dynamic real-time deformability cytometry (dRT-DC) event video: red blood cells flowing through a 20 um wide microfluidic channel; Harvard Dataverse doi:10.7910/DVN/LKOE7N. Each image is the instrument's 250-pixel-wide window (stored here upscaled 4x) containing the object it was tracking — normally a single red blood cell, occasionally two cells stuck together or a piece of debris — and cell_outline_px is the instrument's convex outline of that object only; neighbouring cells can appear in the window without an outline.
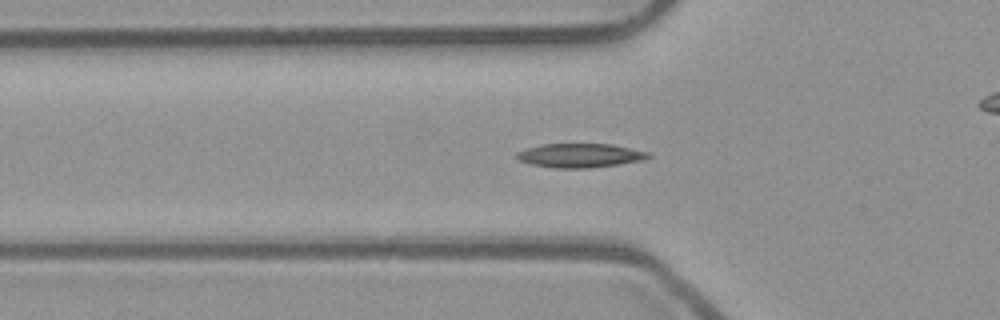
{"species": "common noctule bat (a hibernating species)", "species_latin": "Nyctalus noctula", "temperature_condition": "room temperature", "stored_images_in_passage": 54, "camera_frame_rate_fps": 3000, "um_per_image_px": 0.085, "animal": {"sex": "male", "body_mass_g": 23.1, "forearm_length_mm": 52.7}, "frame": {"image": 1, "passage_image": 18, "time_ms": 5.667, "image_size_px": [1000, 320], "cell_outline_px": [[652, 156], [644, 160], [620, 164], [588, 168], [552, 168], [532, 164], [520, 160], [516, 156], [516, 152], [528, 148], [544, 144], [612, 144], [648, 152]], "centroid_in_image_um": [49.33, 13.22], "position_along_channel_um": 76.5, "area_um2": 18.32}}
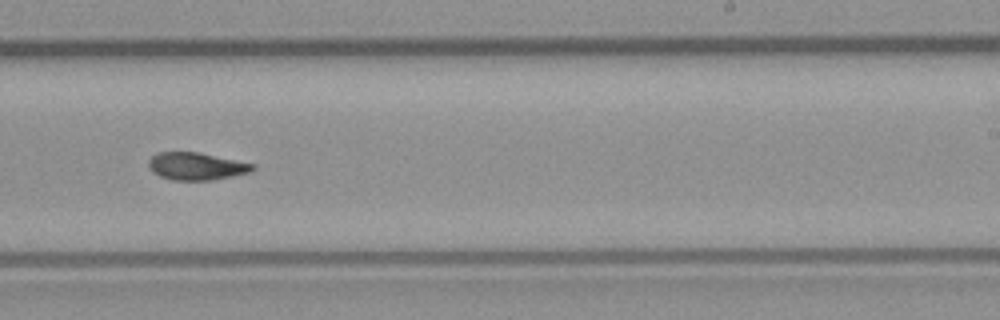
{"frame": {"image": 2, "passage_image": 33, "time_ms": 10.667, "image_size_px": [1000, 320], "cell_outline_px": [[256, 168], [248, 172], [232, 176], [212, 180], [172, 180], [160, 176], [152, 172], [148, 164], [148, 160], [156, 152], [200, 152], [256, 164]], "centroid_in_image_um": [16.68, 14.12], "position_along_channel_um": 272.3, "area_um2": 16.76}}
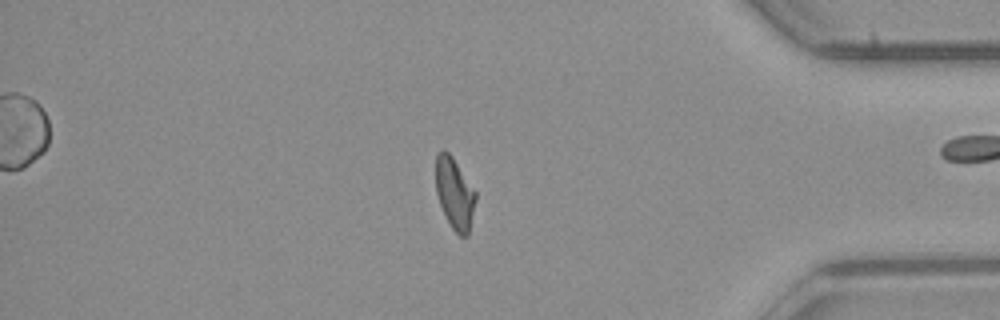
{"frame": {"image": 3, "passage_image": 45, "time_ms": 14.667, "image_size_px": [1000, 320], "cell_outline_px": [[476, 200], [468, 236], [460, 236], [452, 228], [440, 204], [436, 192], [436, 156], [440, 148], [444, 148], [452, 156], [476, 192]], "centroid_in_image_um": [38.64, 16.41], "position_along_channel_um": 396.6, "area_um2": 16.47}, "authors_computed_cell_mechanics": {"area_um2": 16.9932, "velocity_mm_per_s": 3.8922, "shape_relaxation_time_tau1_ms": 9.8121, "shape_relaxation_time_tau2_ms": 3.6356, "deformation_change_tau1": 0.2274, "deformation_change_tau2": 0.0821}}